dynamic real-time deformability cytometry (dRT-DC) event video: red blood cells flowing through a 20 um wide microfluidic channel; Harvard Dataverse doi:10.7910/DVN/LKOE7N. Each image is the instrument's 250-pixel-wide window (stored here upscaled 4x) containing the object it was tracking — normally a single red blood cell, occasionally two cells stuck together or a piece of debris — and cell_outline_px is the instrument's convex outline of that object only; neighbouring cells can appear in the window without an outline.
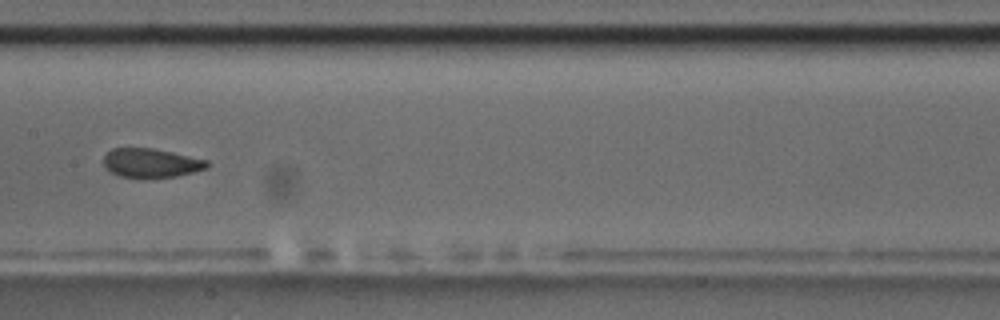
{"species": "common noctule bat (a hibernating species)", "species_latin": "Nyctalus noctula", "temperature_condition": "room temperature", "stored_images_in_passage": 8, "camera_frame_rate_fps": 3000, "um_per_image_px": 0.085, "animal": {"sex": "male", "body_mass_g": 17.5, "forearm_length_mm": 52.3}, "frame": {"image": 1, "passage_image": 8, "time_ms": 8.0, "image_size_px": [1000, 320], "cell_outline_px": [[208, 168], [176, 176], [144, 180], [120, 176], [104, 168], [104, 156], [112, 148], [152, 148], [172, 152], [208, 160]], "centroid_in_image_um": [12.82, 13.88], "position_along_channel_um": 194.6, "area_um2": 17.86}}